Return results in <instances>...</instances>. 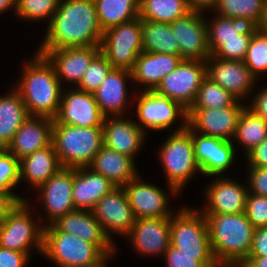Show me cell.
I'll list each match as a JSON object with an SVG mask.
<instances>
[{"mask_svg":"<svg viewBox=\"0 0 267 267\" xmlns=\"http://www.w3.org/2000/svg\"><path fill=\"white\" fill-rule=\"evenodd\" d=\"M258 29L264 33H267V0L265 1L262 18L258 25Z\"/></svg>","mask_w":267,"mask_h":267,"instance_id":"55","label":"cell"},{"mask_svg":"<svg viewBox=\"0 0 267 267\" xmlns=\"http://www.w3.org/2000/svg\"><path fill=\"white\" fill-rule=\"evenodd\" d=\"M245 107L189 109L188 126L205 136L235 141L238 119Z\"/></svg>","mask_w":267,"mask_h":267,"instance_id":"18","label":"cell"},{"mask_svg":"<svg viewBox=\"0 0 267 267\" xmlns=\"http://www.w3.org/2000/svg\"><path fill=\"white\" fill-rule=\"evenodd\" d=\"M170 244L188 254H212L206 217L201 210L182 207L171 216Z\"/></svg>","mask_w":267,"mask_h":267,"instance_id":"9","label":"cell"},{"mask_svg":"<svg viewBox=\"0 0 267 267\" xmlns=\"http://www.w3.org/2000/svg\"><path fill=\"white\" fill-rule=\"evenodd\" d=\"M205 62L206 76L230 92L238 101L253 93L252 89L258 80L243 61L226 60L211 55Z\"/></svg>","mask_w":267,"mask_h":267,"instance_id":"16","label":"cell"},{"mask_svg":"<svg viewBox=\"0 0 267 267\" xmlns=\"http://www.w3.org/2000/svg\"><path fill=\"white\" fill-rule=\"evenodd\" d=\"M36 52L44 55L54 67L62 87L63 81L71 82L77 87L90 63L101 52V46L58 48Z\"/></svg>","mask_w":267,"mask_h":267,"instance_id":"20","label":"cell"},{"mask_svg":"<svg viewBox=\"0 0 267 267\" xmlns=\"http://www.w3.org/2000/svg\"><path fill=\"white\" fill-rule=\"evenodd\" d=\"M229 267H252L247 262H234L228 265Z\"/></svg>","mask_w":267,"mask_h":267,"instance_id":"56","label":"cell"},{"mask_svg":"<svg viewBox=\"0 0 267 267\" xmlns=\"http://www.w3.org/2000/svg\"><path fill=\"white\" fill-rule=\"evenodd\" d=\"M72 88L68 89V92L62 90L59 110L53 123L102 127L105 116L99 109L94 93Z\"/></svg>","mask_w":267,"mask_h":267,"instance_id":"13","label":"cell"},{"mask_svg":"<svg viewBox=\"0 0 267 267\" xmlns=\"http://www.w3.org/2000/svg\"><path fill=\"white\" fill-rule=\"evenodd\" d=\"M53 119L29 116L13 136L6 150L19 161L52 144Z\"/></svg>","mask_w":267,"mask_h":267,"instance_id":"25","label":"cell"},{"mask_svg":"<svg viewBox=\"0 0 267 267\" xmlns=\"http://www.w3.org/2000/svg\"><path fill=\"white\" fill-rule=\"evenodd\" d=\"M248 257H267V226L255 228Z\"/></svg>","mask_w":267,"mask_h":267,"instance_id":"48","label":"cell"},{"mask_svg":"<svg viewBox=\"0 0 267 267\" xmlns=\"http://www.w3.org/2000/svg\"><path fill=\"white\" fill-rule=\"evenodd\" d=\"M38 50L100 46L103 31L93 0H60Z\"/></svg>","mask_w":267,"mask_h":267,"instance_id":"1","label":"cell"},{"mask_svg":"<svg viewBox=\"0 0 267 267\" xmlns=\"http://www.w3.org/2000/svg\"><path fill=\"white\" fill-rule=\"evenodd\" d=\"M182 60L180 55L143 51L131 69L132 81L144 86L141 91H154L163 77L173 71Z\"/></svg>","mask_w":267,"mask_h":267,"instance_id":"27","label":"cell"},{"mask_svg":"<svg viewBox=\"0 0 267 267\" xmlns=\"http://www.w3.org/2000/svg\"><path fill=\"white\" fill-rule=\"evenodd\" d=\"M253 97L251 104L246 107L267 122V86L259 90Z\"/></svg>","mask_w":267,"mask_h":267,"instance_id":"50","label":"cell"},{"mask_svg":"<svg viewBox=\"0 0 267 267\" xmlns=\"http://www.w3.org/2000/svg\"><path fill=\"white\" fill-rule=\"evenodd\" d=\"M101 30L139 17V0H93Z\"/></svg>","mask_w":267,"mask_h":267,"instance_id":"34","label":"cell"},{"mask_svg":"<svg viewBox=\"0 0 267 267\" xmlns=\"http://www.w3.org/2000/svg\"><path fill=\"white\" fill-rule=\"evenodd\" d=\"M192 10L187 0H139V17L170 24Z\"/></svg>","mask_w":267,"mask_h":267,"instance_id":"35","label":"cell"},{"mask_svg":"<svg viewBox=\"0 0 267 267\" xmlns=\"http://www.w3.org/2000/svg\"><path fill=\"white\" fill-rule=\"evenodd\" d=\"M171 134L161 145L159 159L167 178L169 191L175 195L184 189L190 178L201 171L195 160L192 129L188 124H181Z\"/></svg>","mask_w":267,"mask_h":267,"instance_id":"4","label":"cell"},{"mask_svg":"<svg viewBox=\"0 0 267 267\" xmlns=\"http://www.w3.org/2000/svg\"><path fill=\"white\" fill-rule=\"evenodd\" d=\"M73 181L74 168L62 167L37 188L38 193H41L40 203L44 206L45 214L47 213L46 219L48 218V222L42 224L43 227L76 210L72 198Z\"/></svg>","mask_w":267,"mask_h":267,"instance_id":"19","label":"cell"},{"mask_svg":"<svg viewBox=\"0 0 267 267\" xmlns=\"http://www.w3.org/2000/svg\"><path fill=\"white\" fill-rule=\"evenodd\" d=\"M128 79L132 81L131 70L112 68L94 92L99 109L105 117L125 116Z\"/></svg>","mask_w":267,"mask_h":267,"instance_id":"26","label":"cell"},{"mask_svg":"<svg viewBox=\"0 0 267 267\" xmlns=\"http://www.w3.org/2000/svg\"><path fill=\"white\" fill-rule=\"evenodd\" d=\"M245 156L248 167H267V138Z\"/></svg>","mask_w":267,"mask_h":267,"instance_id":"49","label":"cell"},{"mask_svg":"<svg viewBox=\"0 0 267 267\" xmlns=\"http://www.w3.org/2000/svg\"><path fill=\"white\" fill-rule=\"evenodd\" d=\"M203 14L192 11L169 24L183 59L206 61L211 56L207 22Z\"/></svg>","mask_w":267,"mask_h":267,"instance_id":"12","label":"cell"},{"mask_svg":"<svg viewBox=\"0 0 267 267\" xmlns=\"http://www.w3.org/2000/svg\"><path fill=\"white\" fill-rule=\"evenodd\" d=\"M141 27L144 52L179 55L178 42L169 24L141 19Z\"/></svg>","mask_w":267,"mask_h":267,"instance_id":"33","label":"cell"},{"mask_svg":"<svg viewBox=\"0 0 267 267\" xmlns=\"http://www.w3.org/2000/svg\"><path fill=\"white\" fill-rule=\"evenodd\" d=\"M123 189L136 219L171 217L174 210L168 206L170 195L156 185L144 183L137 175Z\"/></svg>","mask_w":267,"mask_h":267,"instance_id":"21","label":"cell"},{"mask_svg":"<svg viewBox=\"0 0 267 267\" xmlns=\"http://www.w3.org/2000/svg\"><path fill=\"white\" fill-rule=\"evenodd\" d=\"M127 118V119H126ZM124 116H108L103 121L104 145L132 159L145 143L146 132Z\"/></svg>","mask_w":267,"mask_h":267,"instance_id":"24","label":"cell"},{"mask_svg":"<svg viewBox=\"0 0 267 267\" xmlns=\"http://www.w3.org/2000/svg\"><path fill=\"white\" fill-rule=\"evenodd\" d=\"M167 267H217L213 254H188L171 244L164 253Z\"/></svg>","mask_w":267,"mask_h":267,"instance_id":"41","label":"cell"},{"mask_svg":"<svg viewBox=\"0 0 267 267\" xmlns=\"http://www.w3.org/2000/svg\"><path fill=\"white\" fill-rule=\"evenodd\" d=\"M206 22L211 54L221 45V39L252 38L258 30V25L253 20L244 17L228 18L216 14L214 20Z\"/></svg>","mask_w":267,"mask_h":267,"instance_id":"32","label":"cell"},{"mask_svg":"<svg viewBox=\"0 0 267 267\" xmlns=\"http://www.w3.org/2000/svg\"><path fill=\"white\" fill-rule=\"evenodd\" d=\"M195 160L202 175L220 176L227 172L235 161L234 141L205 136L192 130Z\"/></svg>","mask_w":267,"mask_h":267,"instance_id":"17","label":"cell"},{"mask_svg":"<svg viewBox=\"0 0 267 267\" xmlns=\"http://www.w3.org/2000/svg\"><path fill=\"white\" fill-rule=\"evenodd\" d=\"M20 182V161L6 149H0V192H12Z\"/></svg>","mask_w":267,"mask_h":267,"instance_id":"42","label":"cell"},{"mask_svg":"<svg viewBox=\"0 0 267 267\" xmlns=\"http://www.w3.org/2000/svg\"><path fill=\"white\" fill-rule=\"evenodd\" d=\"M52 143L62 167H88L104 145L103 127L53 123Z\"/></svg>","mask_w":267,"mask_h":267,"instance_id":"5","label":"cell"},{"mask_svg":"<svg viewBox=\"0 0 267 267\" xmlns=\"http://www.w3.org/2000/svg\"><path fill=\"white\" fill-rule=\"evenodd\" d=\"M230 92L213 82L207 76L198 89L197 97L190 109L224 108L229 106H246Z\"/></svg>","mask_w":267,"mask_h":267,"instance_id":"37","label":"cell"},{"mask_svg":"<svg viewBox=\"0 0 267 267\" xmlns=\"http://www.w3.org/2000/svg\"><path fill=\"white\" fill-rule=\"evenodd\" d=\"M112 65L100 52L86 69L77 89L94 93L112 69Z\"/></svg>","mask_w":267,"mask_h":267,"instance_id":"43","label":"cell"},{"mask_svg":"<svg viewBox=\"0 0 267 267\" xmlns=\"http://www.w3.org/2000/svg\"><path fill=\"white\" fill-rule=\"evenodd\" d=\"M42 255L56 267H107L110 260L99 246L61 231H43Z\"/></svg>","mask_w":267,"mask_h":267,"instance_id":"6","label":"cell"},{"mask_svg":"<svg viewBox=\"0 0 267 267\" xmlns=\"http://www.w3.org/2000/svg\"><path fill=\"white\" fill-rule=\"evenodd\" d=\"M31 204L26 200L18 202L0 224V247L27 253L36 248L43 252V219L40 221L31 216ZM36 222H35V221ZM37 222L39 224H37ZM34 246V247H33ZM31 247V248H30Z\"/></svg>","mask_w":267,"mask_h":267,"instance_id":"7","label":"cell"},{"mask_svg":"<svg viewBox=\"0 0 267 267\" xmlns=\"http://www.w3.org/2000/svg\"><path fill=\"white\" fill-rule=\"evenodd\" d=\"M135 160L103 145L88 167L123 187L138 175Z\"/></svg>","mask_w":267,"mask_h":267,"instance_id":"29","label":"cell"},{"mask_svg":"<svg viewBox=\"0 0 267 267\" xmlns=\"http://www.w3.org/2000/svg\"><path fill=\"white\" fill-rule=\"evenodd\" d=\"M18 84L12 87L21 96L30 116L54 119L58 113L63 87L47 58L35 52L24 63Z\"/></svg>","mask_w":267,"mask_h":267,"instance_id":"2","label":"cell"},{"mask_svg":"<svg viewBox=\"0 0 267 267\" xmlns=\"http://www.w3.org/2000/svg\"><path fill=\"white\" fill-rule=\"evenodd\" d=\"M116 186L89 167L74 168L72 198L75 209L92 210L96 203Z\"/></svg>","mask_w":267,"mask_h":267,"instance_id":"28","label":"cell"},{"mask_svg":"<svg viewBox=\"0 0 267 267\" xmlns=\"http://www.w3.org/2000/svg\"><path fill=\"white\" fill-rule=\"evenodd\" d=\"M100 46L113 68L131 70L143 52L141 18L105 30Z\"/></svg>","mask_w":267,"mask_h":267,"instance_id":"8","label":"cell"},{"mask_svg":"<svg viewBox=\"0 0 267 267\" xmlns=\"http://www.w3.org/2000/svg\"><path fill=\"white\" fill-rule=\"evenodd\" d=\"M43 231H61L76 235L84 241L99 246L110 258H112L117 249L115 242L106 235L91 210L76 209L69 212L58 218L51 225L44 226Z\"/></svg>","mask_w":267,"mask_h":267,"instance_id":"14","label":"cell"},{"mask_svg":"<svg viewBox=\"0 0 267 267\" xmlns=\"http://www.w3.org/2000/svg\"><path fill=\"white\" fill-rule=\"evenodd\" d=\"M209 187L206 188V208L203 214H235L245 213L248 184H240L230 178L214 176Z\"/></svg>","mask_w":267,"mask_h":267,"instance_id":"23","label":"cell"},{"mask_svg":"<svg viewBox=\"0 0 267 267\" xmlns=\"http://www.w3.org/2000/svg\"><path fill=\"white\" fill-rule=\"evenodd\" d=\"M7 93L0 96V149L7 148L15 133L30 116L19 93L14 88Z\"/></svg>","mask_w":267,"mask_h":267,"instance_id":"31","label":"cell"},{"mask_svg":"<svg viewBox=\"0 0 267 267\" xmlns=\"http://www.w3.org/2000/svg\"><path fill=\"white\" fill-rule=\"evenodd\" d=\"M133 98L137 101L135 111L139 122L136 123L144 132H147L145 129H170L178 118L182 119V124H188V110L168 97L161 96L155 91H139L138 94L134 92Z\"/></svg>","mask_w":267,"mask_h":267,"instance_id":"10","label":"cell"},{"mask_svg":"<svg viewBox=\"0 0 267 267\" xmlns=\"http://www.w3.org/2000/svg\"><path fill=\"white\" fill-rule=\"evenodd\" d=\"M217 267H229L228 265H218Z\"/></svg>","mask_w":267,"mask_h":267,"instance_id":"57","label":"cell"},{"mask_svg":"<svg viewBox=\"0 0 267 267\" xmlns=\"http://www.w3.org/2000/svg\"><path fill=\"white\" fill-rule=\"evenodd\" d=\"M17 194H6L0 192V224L7 217L8 212L18 203L26 200Z\"/></svg>","mask_w":267,"mask_h":267,"instance_id":"51","label":"cell"},{"mask_svg":"<svg viewBox=\"0 0 267 267\" xmlns=\"http://www.w3.org/2000/svg\"><path fill=\"white\" fill-rule=\"evenodd\" d=\"M60 0H16L15 14L19 18L30 20H47L50 23L52 16L59 6Z\"/></svg>","mask_w":267,"mask_h":267,"instance_id":"40","label":"cell"},{"mask_svg":"<svg viewBox=\"0 0 267 267\" xmlns=\"http://www.w3.org/2000/svg\"><path fill=\"white\" fill-rule=\"evenodd\" d=\"M209 229L210 246L218 265L247 260L255 227L245 213L204 214Z\"/></svg>","mask_w":267,"mask_h":267,"instance_id":"3","label":"cell"},{"mask_svg":"<svg viewBox=\"0 0 267 267\" xmlns=\"http://www.w3.org/2000/svg\"><path fill=\"white\" fill-rule=\"evenodd\" d=\"M205 77V61L183 59L173 71L163 77L154 91L189 110Z\"/></svg>","mask_w":267,"mask_h":267,"instance_id":"11","label":"cell"},{"mask_svg":"<svg viewBox=\"0 0 267 267\" xmlns=\"http://www.w3.org/2000/svg\"><path fill=\"white\" fill-rule=\"evenodd\" d=\"M245 214L255 228L267 226V197L248 193Z\"/></svg>","mask_w":267,"mask_h":267,"instance_id":"45","label":"cell"},{"mask_svg":"<svg viewBox=\"0 0 267 267\" xmlns=\"http://www.w3.org/2000/svg\"><path fill=\"white\" fill-rule=\"evenodd\" d=\"M266 0H218L215 13L228 17H244L259 25Z\"/></svg>","mask_w":267,"mask_h":267,"instance_id":"38","label":"cell"},{"mask_svg":"<svg viewBox=\"0 0 267 267\" xmlns=\"http://www.w3.org/2000/svg\"><path fill=\"white\" fill-rule=\"evenodd\" d=\"M251 38L221 39V45L211 54L216 58L243 61Z\"/></svg>","mask_w":267,"mask_h":267,"instance_id":"44","label":"cell"},{"mask_svg":"<svg viewBox=\"0 0 267 267\" xmlns=\"http://www.w3.org/2000/svg\"><path fill=\"white\" fill-rule=\"evenodd\" d=\"M245 262L252 267H267V257H248Z\"/></svg>","mask_w":267,"mask_h":267,"instance_id":"53","label":"cell"},{"mask_svg":"<svg viewBox=\"0 0 267 267\" xmlns=\"http://www.w3.org/2000/svg\"><path fill=\"white\" fill-rule=\"evenodd\" d=\"M171 217L136 219L131 231L126 235L141 255H164L170 246Z\"/></svg>","mask_w":267,"mask_h":267,"instance_id":"22","label":"cell"},{"mask_svg":"<svg viewBox=\"0 0 267 267\" xmlns=\"http://www.w3.org/2000/svg\"><path fill=\"white\" fill-rule=\"evenodd\" d=\"M188 5L192 11L206 12L204 10L214 11L217 7L218 0H187Z\"/></svg>","mask_w":267,"mask_h":267,"instance_id":"52","label":"cell"},{"mask_svg":"<svg viewBox=\"0 0 267 267\" xmlns=\"http://www.w3.org/2000/svg\"><path fill=\"white\" fill-rule=\"evenodd\" d=\"M91 211L113 242L112 234L126 236L136 221L123 187H116L103 196Z\"/></svg>","mask_w":267,"mask_h":267,"instance_id":"15","label":"cell"},{"mask_svg":"<svg viewBox=\"0 0 267 267\" xmlns=\"http://www.w3.org/2000/svg\"><path fill=\"white\" fill-rule=\"evenodd\" d=\"M243 62L257 80L261 74L267 73V33L258 29L252 35Z\"/></svg>","mask_w":267,"mask_h":267,"instance_id":"39","label":"cell"},{"mask_svg":"<svg viewBox=\"0 0 267 267\" xmlns=\"http://www.w3.org/2000/svg\"><path fill=\"white\" fill-rule=\"evenodd\" d=\"M28 262L27 253L0 247V267H25Z\"/></svg>","mask_w":267,"mask_h":267,"instance_id":"47","label":"cell"},{"mask_svg":"<svg viewBox=\"0 0 267 267\" xmlns=\"http://www.w3.org/2000/svg\"><path fill=\"white\" fill-rule=\"evenodd\" d=\"M15 8L16 0H0V14L5 13L7 10L11 11V9L15 11Z\"/></svg>","mask_w":267,"mask_h":267,"instance_id":"54","label":"cell"},{"mask_svg":"<svg viewBox=\"0 0 267 267\" xmlns=\"http://www.w3.org/2000/svg\"><path fill=\"white\" fill-rule=\"evenodd\" d=\"M62 168L54 144L37 150L20 160V181L37 189Z\"/></svg>","mask_w":267,"mask_h":267,"instance_id":"30","label":"cell"},{"mask_svg":"<svg viewBox=\"0 0 267 267\" xmlns=\"http://www.w3.org/2000/svg\"><path fill=\"white\" fill-rule=\"evenodd\" d=\"M267 138V122L247 107L242 111L234 139L244 148L247 155L262 140Z\"/></svg>","mask_w":267,"mask_h":267,"instance_id":"36","label":"cell"},{"mask_svg":"<svg viewBox=\"0 0 267 267\" xmlns=\"http://www.w3.org/2000/svg\"><path fill=\"white\" fill-rule=\"evenodd\" d=\"M248 193L267 197V167H248Z\"/></svg>","mask_w":267,"mask_h":267,"instance_id":"46","label":"cell"}]
</instances>
